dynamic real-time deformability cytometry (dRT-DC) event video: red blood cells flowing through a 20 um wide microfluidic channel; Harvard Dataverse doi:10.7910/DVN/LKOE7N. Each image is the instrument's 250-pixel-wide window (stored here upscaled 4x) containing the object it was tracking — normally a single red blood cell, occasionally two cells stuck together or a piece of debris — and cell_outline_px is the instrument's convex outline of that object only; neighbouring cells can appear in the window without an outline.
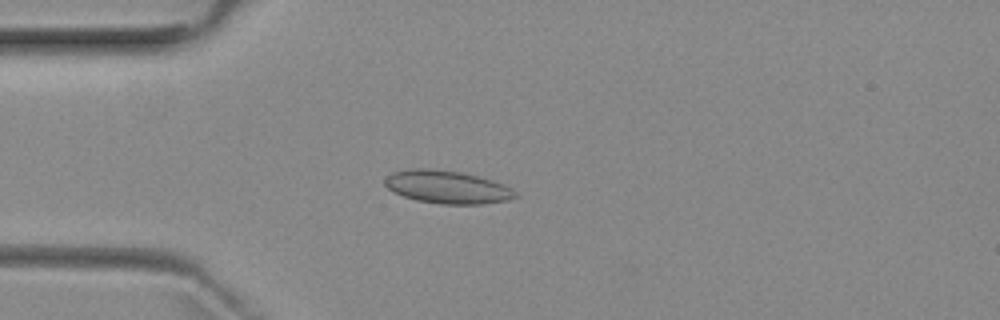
{"species": "common noctule bat (a hibernating species)", "species_latin": "Nyctalus noctula", "temperature_condition": "room temperature", "stored_images_in_passage": 4, "camera_frame_rate_fps": 3000, "um_per_image_px": 0.085, "animal": {"sex": "female", "body_mass_g": 29.2, "forearm_length_mm": 56.3}, "frame": {"image": 1, "passage_image": 3, "time_ms": 3.333, "image_size_px": [1000, 320], "cell_outline_px": [[520, 196], [508, 200], [484, 204], [440, 204], [416, 200], [392, 192], [384, 184], [384, 180], [392, 172], [408, 168], [428, 168], [460, 172], [492, 180], [504, 184], [512, 188]], "centroid_in_image_um": [38.02, 15.9], "position_along_channel_um": 47.0, "area_um2": 25.2}}